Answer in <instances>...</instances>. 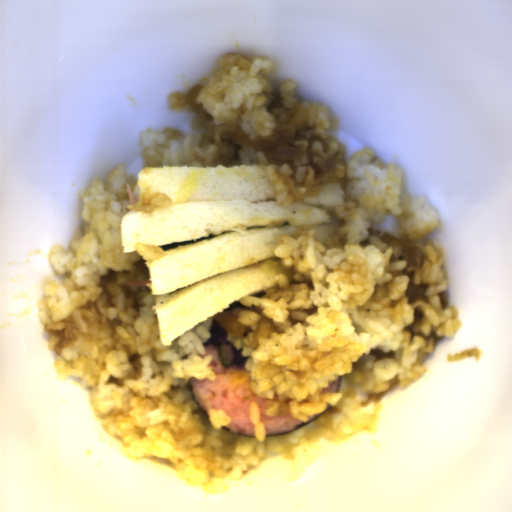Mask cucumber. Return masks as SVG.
<instances>
[{
    "label": "cucumber",
    "instance_id": "8b760119",
    "mask_svg": "<svg viewBox=\"0 0 512 512\" xmlns=\"http://www.w3.org/2000/svg\"><path fill=\"white\" fill-rule=\"evenodd\" d=\"M219 355L223 366H230L233 364V358L230 354V347L228 344L220 345Z\"/></svg>",
    "mask_w": 512,
    "mask_h": 512
}]
</instances>
